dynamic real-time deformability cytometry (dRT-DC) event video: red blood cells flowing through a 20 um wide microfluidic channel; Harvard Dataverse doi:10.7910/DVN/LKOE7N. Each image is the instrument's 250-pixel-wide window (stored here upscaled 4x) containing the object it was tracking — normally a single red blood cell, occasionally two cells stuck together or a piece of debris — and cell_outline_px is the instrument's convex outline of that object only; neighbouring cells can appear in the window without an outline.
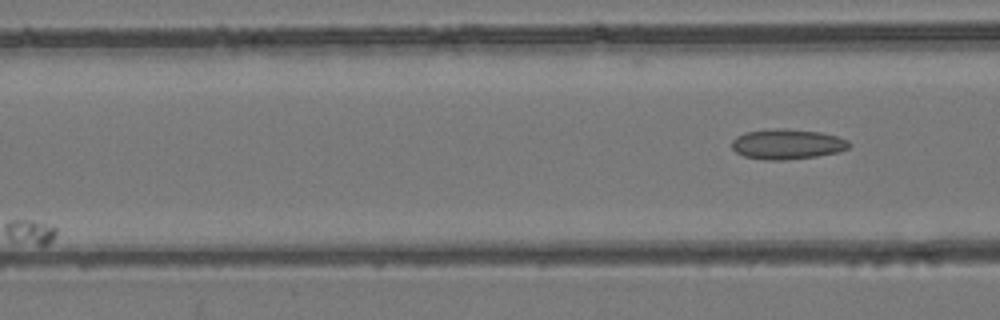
{"species": "common noctule bat (a hibernating species)", "species_latin": "Nyctalus noctula", "temperature_condition": "room temperature", "stored_images_in_passage": 6, "camera_frame_rate_fps": 3000, "um_per_image_px": 0.085, "animal": {"sex": "female", "body_mass_g": 24.6, "forearm_length_mm": 56.2}, "frame": {"image": 1, "passage_image": 6, "time_ms": 6.0, "image_size_px": [1000, 320], "cell_outline_px": [[852, 144], [848, 148], [840, 152], [816, 156], [784, 160], [764, 160], [744, 156], [736, 152], [732, 148], [732, 140], [736, 136], [744, 132], [772, 128], [780, 128], [820, 132], [836, 136], [848, 140]], "centroid_in_image_um": [66.9, 12.25], "position_along_channel_um": 99.7, "area_um2": 20.75}}